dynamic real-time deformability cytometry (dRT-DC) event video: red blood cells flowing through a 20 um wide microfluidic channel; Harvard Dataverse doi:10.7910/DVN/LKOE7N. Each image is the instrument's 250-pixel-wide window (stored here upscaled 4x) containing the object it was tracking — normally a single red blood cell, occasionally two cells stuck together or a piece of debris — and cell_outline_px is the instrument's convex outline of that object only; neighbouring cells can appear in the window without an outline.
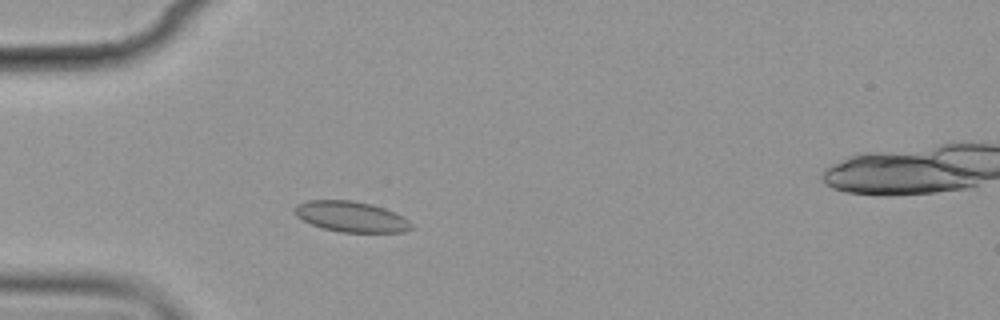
{"species": "common noctule bat (a hibernating species)", "species_latin": "Nyctalus noctula", "temperature_condition": "cold", "stored_images_in_passage": 4, "camera_frame_rate_fps": 3000, "um_per_image_px": 0.085, "animal": {"sex": "female", "body_mass_g": 19.9}, "frame": {"image": 1, "passage_image": 3, "time_ms": 2.333, "image_size_px": [1000, 320], "cell_outline_px": [[416, 228], [404, 232], [340, 232], [324, 228], [312, 224], [296, 216], [296, 204], [308, 200], [352, 200], [372, 204], [384, 208], [408, 220]], "centroid_in_image_um": [29.87, 18.42], "position_along_channel_um": 55.1, "area_um2": 20.63}}